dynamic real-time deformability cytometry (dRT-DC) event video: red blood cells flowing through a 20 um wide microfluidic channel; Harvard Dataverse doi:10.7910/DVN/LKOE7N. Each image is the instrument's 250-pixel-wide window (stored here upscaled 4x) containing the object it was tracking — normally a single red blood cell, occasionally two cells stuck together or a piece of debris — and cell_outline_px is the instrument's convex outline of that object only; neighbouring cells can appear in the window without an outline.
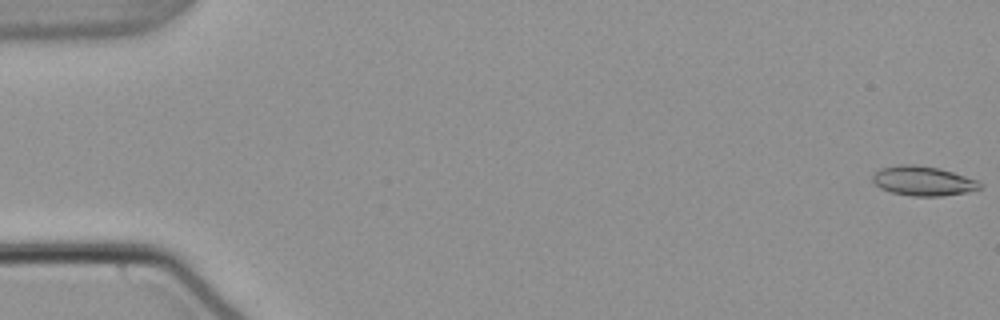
{"species": "common noctule bat (a hibernating species)", "species_latin": "Nyctalus noctula", "temperature_condition": "warm", "stored_images_in_passage": 55, "camera_frame_rate_fps": 3000, "um_per_image_px": 0.085, "animal": {"sex": "male", "body_mass_g": 21.5, "forearm_length_mm": 52.0}, "frame": {"image": 1, "passage_image": 1, "time_ms": 0.0, "image_size_px": [1000, 320], "cell_outline_px": [[984, 184], [980, 188], [964, 192], [944, 196], [912, 196], [892, 192], [880, 188], [872, 180], [872, 176], [880, 168], [900, 164], [916, 164], [940, 168], [976, 180]], "centroid_in_image_um": [78.44, 15.37], "position_along_channel_um": 6.6, "area_um2": 18.38}}
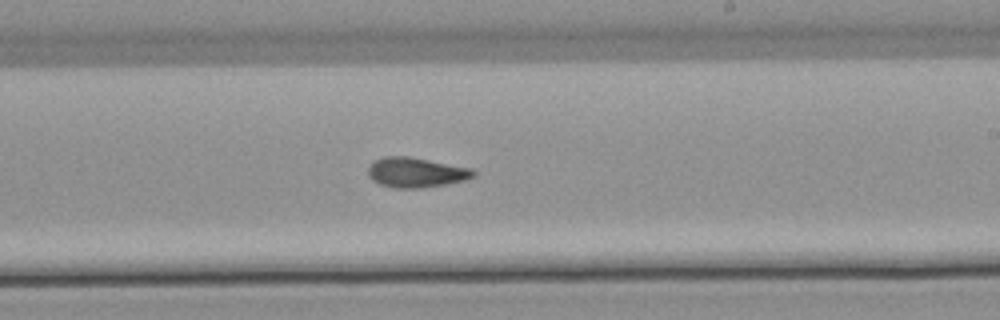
{"frame": {"image": 2, "passage_image": 33, "time_ms": 10.667, "image_size_px": [1000, 320], "cell_outline_px": [[476, 176], [464, 180], [444, 184], [420, 188], [392, 188], [380, 184], [372, 180], [368, 176], [368, 168], [376, 160], [384, 156], [408, 156], [472, 168], [476, 172]], "centroid_in_image_um": [35.36, 14.66], "position_along_channel_um": 253.6, "area_um2": 18.32}}
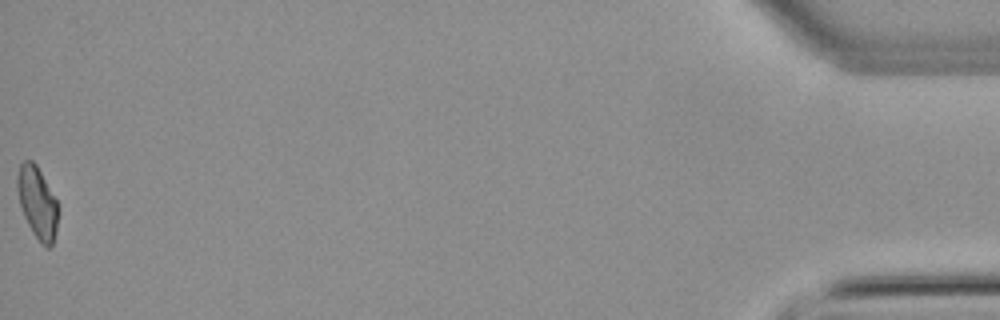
{"frame": {"image": 3, "passage_image": 55, "time_ms": 18.0, "image_size_px": [1000, 320], "cell_outline_px": [[56, 232], [52, 244], [48, 248], [40, 244], [32, 232], [24, 216], [20, 204], [16, 188], [16, 176], [20, 164], [24, 160], [32, 160], [36, 164], [56, 200]], "centroid_in_image_um": [3.13, 17.21], "position_along_channel_um": 432.1, "area_um2": 16.82}, "authors_computed_cell_mechanics": {"area_um2": 17.918, "velocity_mm_per_s": 3.8113, "shape_relaxation_time_tau1_ms": null, "shape_relaxation_time_tau2_ms": 4.3197, "deformation_change_tau1": null, "deformation_change_tau2": 0.116}}